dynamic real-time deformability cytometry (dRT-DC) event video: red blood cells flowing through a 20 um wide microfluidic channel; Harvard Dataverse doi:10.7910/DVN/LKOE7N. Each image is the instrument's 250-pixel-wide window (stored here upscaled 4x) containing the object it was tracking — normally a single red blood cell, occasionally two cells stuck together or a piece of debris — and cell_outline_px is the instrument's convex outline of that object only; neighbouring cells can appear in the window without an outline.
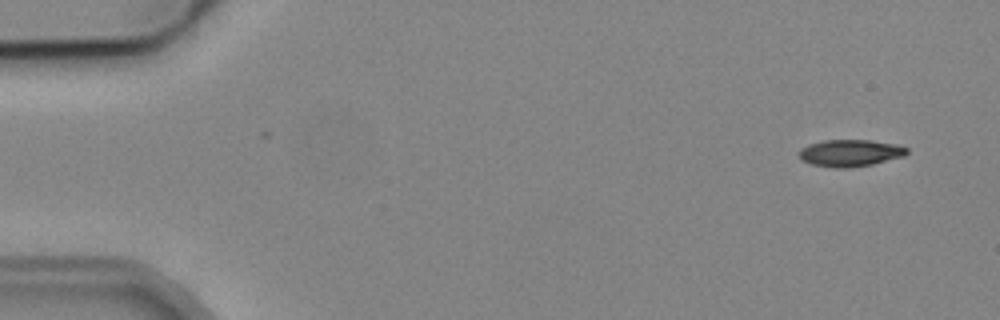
{"species": "common noctule bat (a hibernating species)", "species_latin": "Nyctalus noctula", "temperature_condition": "cold", "stored_images_in_passage": 5, "camera_frame_rate_fps": 3000, "um_per_image_px": 0.085, "animal": {"sex": "male", "body_mass_g": 19.2, "forearm_length_mm": 51.8}, "frame": {"image": 1, "passage_image": 1, "time_ms": 0.0, "image_size_px": [1000, 320], "cell_outline_px": [[908, 152], [904, 156], [872, 164], [848, 168], [836, 168], [812, 164], [800, 160], [800, 148], [808, 144], [824, 140], [872, 140], [896, 144], [908, 148]], "centroid_in_image_um": [72.26, 13.0], "position_along_channel_um": 12.7, "area_um2": 16.94}}
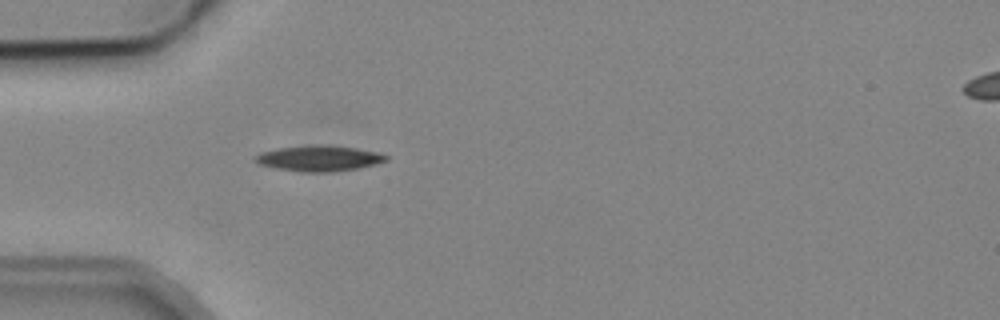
{"frame": {"image": 2, "passage_image": 5, "time_ms": 4.333, "image_size_px": [1000, 320], "cell_outline_px": [[388, 160], [376, 164], [356, 168], [328, 172], [304, 172], [276, 168], [256, 164], [252, 160], [260, 152], [276, 148], [312, 144], [324, 144], [356, 148], [376, 152], [388, 156]], "centroid_in_image_um": [27.06, 13.44], "position_along_channel_um": 57.9, "area_um2": 19.71}}